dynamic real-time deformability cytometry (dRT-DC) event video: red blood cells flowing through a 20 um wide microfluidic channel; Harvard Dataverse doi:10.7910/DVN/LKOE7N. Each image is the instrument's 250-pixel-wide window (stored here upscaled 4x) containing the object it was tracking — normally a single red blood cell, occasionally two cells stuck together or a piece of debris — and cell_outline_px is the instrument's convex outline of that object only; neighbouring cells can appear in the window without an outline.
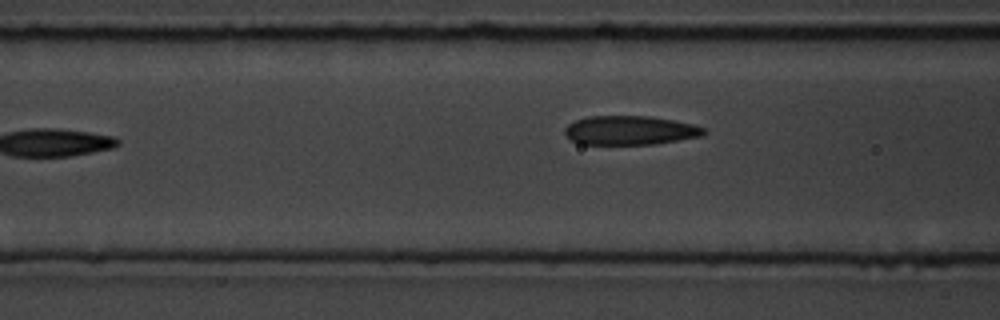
{"species": "common noctule bat (a hibernating species)", "species_latin": "Nyctalus noctula", "temperature_condition": "room temperature", "stored_images_in_passage": 13, "camera_frame_rate_fps": 3000, "um_per_image_px": 0.085, "animal": {"sex": "male", "body_mass_g": 19.5, "forearm_length_mm": 54.6}, "frame": {"image": 1, "passage_image": 3, "time_ms": 2.333, "image_size_px": [1000, 320], "cell_outline_px": [[708, 132], [704, 136], [656, 144], [580, 144], [564, 136], [564, 128], [568, 124], [576, 120], [588, 116], [648, 116], [672, 120], [692, 124], [704, 128]], "centroid_in_image_um": [53.55, 11.08], "position_along_channel_um": 113.1, "area_um2": 23.7}}
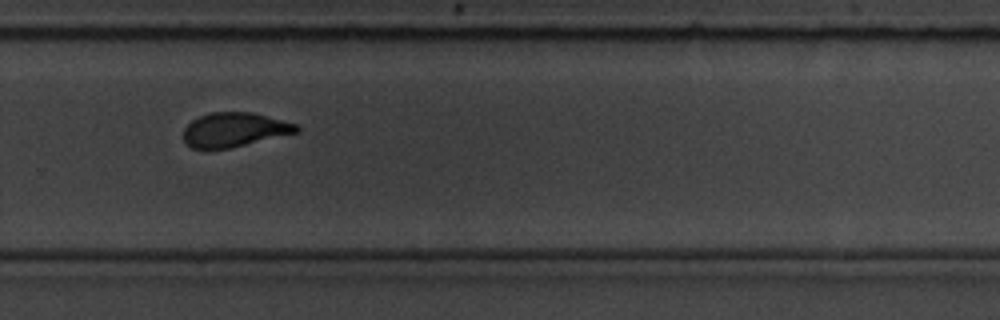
{"frame": {"image": 2, "passage_image": 8, "time_ms": 7.667, "image_size_px": [1000, 320], "cell_outline_px": [[300, 132], [228, 148], [192, 148], [184, 140], [184, 128], [192, 120], [200, 116], [212, 112], [252, 112], [300, 124]], "centroid_in_image_um": [19.98, 11.01], "position_along_channel_um": 309.8, "area_um2": 22.48}}
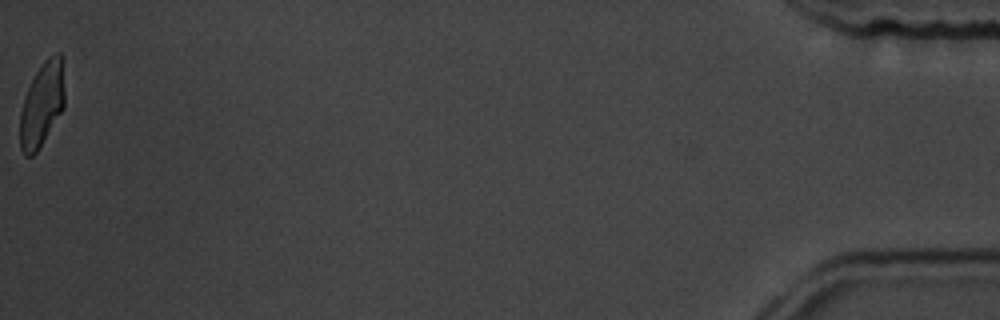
{"frame": {"image": 3, "passage_image": 13, "time_ms": 13.667, "image_size_px": [1000, 320], "cell_outline_px": [[64, 108], [36, 152], [32, 156], [24, 156], [20, 148], [20, 112], [28, 88], [36, 72], [44, 60], [48, 56], [56, 52], [60, 52], [64, 92]], "centroid_in_image_um": [3.55, 8.89], "position_along_channel_um": 431.6, "area_um2": 21.56}}